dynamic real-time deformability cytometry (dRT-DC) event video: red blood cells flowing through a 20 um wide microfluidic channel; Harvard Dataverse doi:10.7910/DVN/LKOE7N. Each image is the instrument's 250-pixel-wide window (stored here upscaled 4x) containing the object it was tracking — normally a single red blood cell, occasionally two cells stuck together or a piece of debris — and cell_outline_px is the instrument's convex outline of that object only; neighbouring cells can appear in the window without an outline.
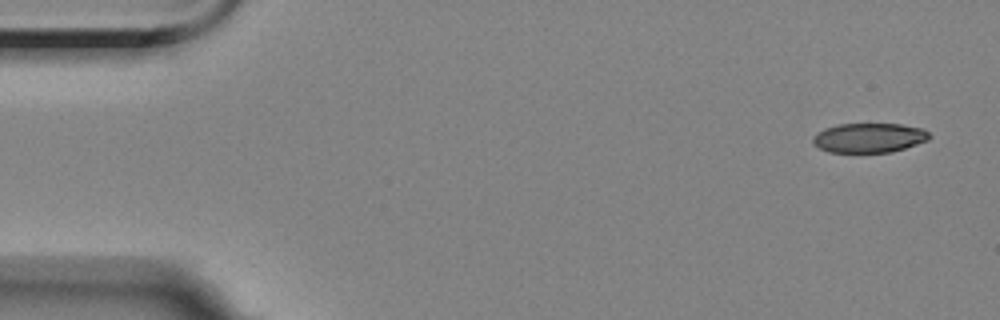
{"species": "Egyptian fruit bat (a non-hibernating species)", "species_latin": "Rousettus aegyptiacus", "temperature_condition": "room temperature", "stored_images_in_passage": 2, "camera_frame_rate_fps": 3000, "um_per_image_px": 0.085, "animal": {"sex": "female"}, "frame": {"image": 1, "passage_image": 1, "time_ms": 0.0, "image_size_px": [1000, 320], "cell_outline_px": [[932, 136], [928, 140], [892, 152], [828, 152], [812, 144], [812, 136], [816, 132], [824, 128], [836, 124], [900, 124], [920, 128], [928, 132]], "centroid_in_image_um": [73.82, 11.71], "position_along_channel_um": 11.2, "area_um2": 20.11}}